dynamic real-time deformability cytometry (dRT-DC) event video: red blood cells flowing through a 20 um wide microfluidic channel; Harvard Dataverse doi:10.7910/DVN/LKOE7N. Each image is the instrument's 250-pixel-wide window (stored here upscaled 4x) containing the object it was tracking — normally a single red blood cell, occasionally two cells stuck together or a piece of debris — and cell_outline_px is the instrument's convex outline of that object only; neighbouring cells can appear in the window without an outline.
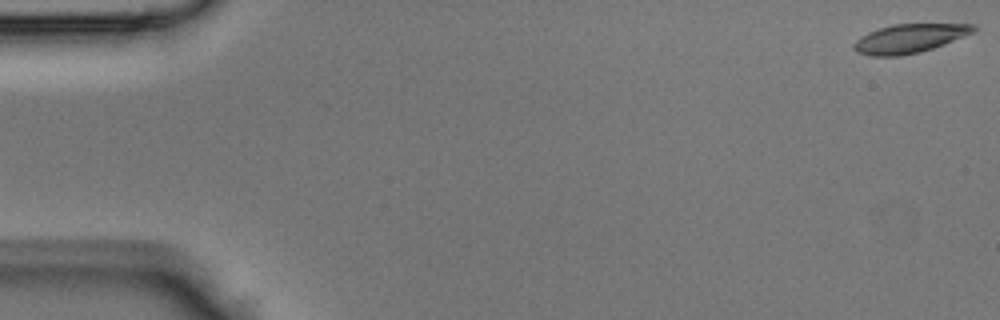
{"species": "Egyptian fruit bat (a non-hibernating species)", "species_latin": "Rousettus aegyptiacus", "temperature_condition": "room temperature", "stored_images_in_passage": 12, "camera_frame_rate_fps": 3000, "um_per_image_px": 0.085, "animal": {"sex": "male"}, "frame": {"image": 1, "passage_image": 1, "time_ms": 0.0, "image_size_px": [1000, 320], "cell_outline_px": [[976, 28], [972, 32], [944, 44], [920, 52], [900, 56], [872, 56], [856, 52], [852, 48], [852, 44], [860, 36], [868, 32], [892, 24], [976, 24]], "centroid_in_image_um": [77.24, 3.27], "position_along_channel_um": 7.8, "area_um2": 20.0}}